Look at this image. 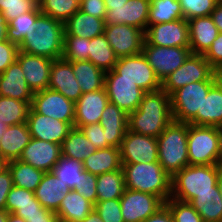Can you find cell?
<instances>
[{
    "label": "cell",
    "mask_w": 222,
    "mask_h": 222,
    "mask_svg": "<svg viewBox=\"0 0 222 222\" xmlns=\"http://www.w3.org/2000/svg\"><path fill=\"white\" fill-rule=\"evenodd\" d=\"M173 120L171 97L164 90L146 92L128 115V130L157 138Z\"/></svg>",
    "instance_id": "1"
},
{
    "label": "cell",
    "mask_w": 222,
    "mask_h": 222,
    "mask_svg": "<svg viewBox=\"0 0 222 222\" xmlns=\"http://www.w3.org/2000/svg\"><path fill=\"white\" fill-rule=\"evenodd\" d=\"M220 165H188L171 177V198L190 202L198 193L220 192Z\"/></svg>",
    "instance_id": "2"
},
{
    "label": "cell",
    "mask_w": 222,
    "mask_h": 222,
    "mask_svg": "<svg viewBox=\"0 0 222 222\" xmlns=\"http://www.w3.org/2000/svg\"><path fill=\"white\" fill-rule=\"evenodd\" d=\"M64 32V23L41 14L36 20L35 31L24 37L19 50L52 60L62 58Z\"/></svg>",
    "instance_id": "3"
},
{
    "label": "cell",
    "mask_w": 222,
    "mask_h": 222,
    "mask_svg": "<svg viewBox=\"0 0 222 222\" xmlns=\"http://www.w3.org/2000/svg\"><path fill=\"white\" fill-rule=\"evenodd\" d=\"M125 187L149 193L166 202L171 197V176L159 162L122 163Z\"/></svg>",
    "instance_id": "4"
},
{
    "label": "cell",
    "mask_w": 222,
    "mask_h": 222,
    "mask_svg": "<svg viewBox=\"0 0 222 222\" xmlns=\"http://www.w3.org/2000/svg\"><path fill=\"white\" fill-rule=\"evenodd\" d=\"M156 139L158 162L171 177L189 165L188 123L172 120Z\"/></svg>",
    "instance_id": "5"
},
{
    "label": "cell",
    "mask_w": 222,
    "mask_h": 222,
    "mask_svg": "<svg viewBox=\"0 0 222 222\" xmlns=\"http://www.w3.org/2000/svg\"><path fill=\"white\" fill-rule=\"evenodd\" d=\"M215 80L189 83L174 91L171 97L173 120L190 123L197 114H202V103Z\"/></svg>",
    "instance_id": "6"
},
{
    "label": "cell",
    "mask_w": 222,
    "mask_h": 222,
    "mask_svg": "<svg viewBox=\"0 0 222 222\" xmlns=\"http://www.w3.org/2000/svg\"><path fill=\"white\" fill-rule=\"evenodd\" d=\"M189 165L219 164L218 127L188 123Z\"/></svg>",
    "instance_id": "7"
},
{
    "label": "cell",
    "mask_w": 222,
    "mask_h": 222,
    "mask_svg": "<svg viewBox=\"0 0 222 222\" xmlns=\"http://www.w3.org/2000/svg\"><path fill=\"white\" fill-rule=\"evenodd\" d=\"M214 79V68L204 55L191 54L187 60L161 82V89L168 95L189 83Z\"/></svg>",
    "instance_id": "8"
},
{
    "label": "cell",
    "mask_w": 222,
    "mask_h": 222,
    "mask_svg": "<svg viewBox=\"0 0 222 222\" xmlns=\"http://www.w3.org/2000/svg\"><path fill=\"white\" fill-rule=\"evenodd\" d=\"M113 70L119 75V79L132 81L145 92L161 89V81L143 53L118 58Z\"/></svg>",
    "instance_id": "9"
},
{
    "label": "cell",
    "mask_w": 222,
    "mask_h": 222,
    "mask_svg": "<svg viewBox=\"0 0 222 222\" xmlns=\"http://www.w3.org/2000/svg\"><path fill=\"white\" fill-rule=\"evenodd\" d=\"M142 53L162 82L192 54L190 47H164L143 43Z\"/></svg>",
    "instance_id": "10"
},
{
    "label": "cell",
    "mask_w": 222,
    "mask_h": 222,
    "mask_svg": "<svg viewBox=\"0 0 222 222\" xmlns=\"http://www.w3.org/2000/svg\"><path fill=\"white\" fill-rule=\"evenodd\" d=\"M104 87L109 102L115 104L128 115L135 111L146 93L134 82L119 79V75L112 69L105 73Z\"/></svg>",
    "instance_id": "11"
},
{
    "label": "cell",
    "mask_w": 222,
    "mask_h": 222,
    "mask_svg": "<svg viewBox=\"0 0 222 222\" xmlns=\"http://www.w3.org/2000/svg\"><path fill=\"white\" fill-rule=\"evenodd\" d=\"M164 205L165 202L156 195L128 188L120 198L124 222H143Z\"/></svg>",
    "instance_id": "12"
},
{
    "label": "cell",
    "mask_w": 222,
    "mask_h": 222,
    "mask_svg": "<svg viewBox=\"0 0 222 222\" xmlns=\"http://www.w3.org/2000/svg\"><path fill=\"white\" fill-rule=\"evenodd\" d=\"M31 107L41 115L67 122L71 127L74 125L75 103L57 91L47 88L35 92Z\"/></svg>",
    "instance_id": "13"
},
{
    "label": "cell",
    "mask_w": 222,
    "mask_h": 222,
    "mask_svg": "<svg viewBox=\"0 0 222 222\" xmlns=\"http://www.w3.org/2000/svg\"><path fill=\"white\" fill-rule=\"evenodd\" d=\"M104 35L117 58L142 53L145 32L126 24L105 25Z\"/></svg>",
    "instance_id": "14"
},
{
    "label": "cell",
    "mask_w": 222,
    "mask_h": 222,
    "mask_svg": "<svg viewBox=\"0 0 222 222\" xmlns=\"http://www.w3.org/2000/svg\"><path fill=\"white\" fill-rule=\"evenodd\" d=\"M119 149L121 163L158 162V143L153 136L127 130Z\"/></svg>",
    "instance_id": "15"
},
{
    "label": "cell",
    "mask_w": 222,
    "mask_h": 222,
    "mask_svg": "<svg viewBox=\"0 0 222 222\" xmlns=\"http://www.w3.org/2000/svg\"><path fill=\"white\" fill-rule=\"evenodd\" d=\"M145 42L164 47H189V26L186 19L151 24L145 30Z\"/></svg>",
    "instance_id": "16"
},
{
    "label": "cell",
    "mask_w": 222,
    "mask_h": 222,
    "mask_svg": "<svg viewBox=\"0 0 222 222\" xmlns=\"http://www.w3.org/2000/svg\"><path fill=\"white\" fill-rule=\"evenodd\" d=\"M31 138L61 145L72 128L67 122L37 113L32 107L26 120Z\"/></svg>",
    "instance_id": "17"
},
{
    "label": "cell",
    "mask_w": 222,
    "mask_h": 222,
    "mask_svg": "<svg viewBox=\"0 0 222 222\" xmlns=\"http://www.w3.org/2000/svg\"><path fill=\"white\" fill-rule=\"evenodd\" d=\"M150 0H128L123 6L107 10L104 24H126L145 32L148 27Z\"/></svg>",
    "instance_id": "18"
},
{
    "label": "cell",
    "mask_w": 222,
    "mask_h": 222,
    "mask_svg": "<svg viewBox=\"0 0 222 222\" xmlns=\"http://www.w3.org/2000/svg\"><path fill=\"white\" fill-rule=\"evenodd\" d=\"M16 61L20 64L27 85L33 93L48 88L52 59L19 50Z\"/></svg>",
    "instance_id": "19"
},
{
    "label": "cell",
    "mask_w": 222,
    "mask_h": 222,
    "mask_svg": "<svg viewBox=\"0 0 222 222\" xmlns=\"http://www.w3.org/2000/svg\"><path fill=\"white\" fill-rule=\"evenodd\" d=\"M61 155V145L31 138L18 160L44 172H51Z\"/></svg>",
    "instance_id": "20"
},
{
    "label": "cell",
    "mask_w": 222,
    "mask_h": 222,
    "mask_svg": "<svg viewBox=\"0 0 222 222\" xmlns=\"http://www.w3.org/2000/svg\"><path fill=\"white\" fill-rule=\"evenodd\" d=\"M109 103L105 87L98 91L84 93L75 102V119L73 127L80 128L100 122L102 113Z\"/></svg>",
    "instance_id": "21"
},
{
    "label": "cell",
    "mask_w": 222,
    "mask_h": 222,
    "mask_svg": "<svg viewBox=\"0 0 222 222\" xmlns=\"http://www.w3.org/2000/svg\"><path fill=\"white\" fill-rule=\"evenodd\" d=\"M48 89L63 94L74 103L80 98L83 93L80 85L76 81L71 61H67L63 58L53 60Z\"/></svg>",
    "instance_id": "22"
},
{
    "label": "cell",
    "mask_w": 222,
    "mask_h": 222,
    "mask_svg": "<svg viewBox=\"0 0 222 222\" xmlns=\"http://www.w3.org/2000/svg\"><path fill=\"white\" fill-rule=\"evenodd\" d=\"M188 21L189 47L192 54L204 55L219 34L211 16L195 17Z\"/></svg>",
    "instance_id": "23"
},
{
    "label": "cell",
    "mask_w": 222,
    "mask_h": 222,
    "mask_svg": "<svg viewBox=\"0 0 222 222\" xmlns=\"http://www.w3.org/2000/svg\"><path fill=\"white\" fill-rule=\"evenodd\" d=\"M33 92L28 87L20 64L15 61L0 73V95L32 104Z\"/></svg>",
    "instance_id": "24"
},
{
    "label": "cell",
    "mask_w": 222,
    "mask_h": 222,
    "mask_svg": "<svg viewBox=\"0 0 222 222\" xmlns=\"http://www.w3.org/2000/svg\"><path fill=\"white\" fill-rule=\"evenodd\" d=\"M106 134L110 146L119 148L128 130V114L115 104L108 103L99 122Z\"/></svg>",
    "instance_id": "25"
},
{
    "label": "cell",
    "mask_w": 222,
    "mask_h": 222,
    "mask_svg": "<svg viewBox=\"0 0 222 222\" xmlns=\"http://www.w3.org/2000/svg\"><path fill=\"white\" fill-rule=\"evenodd\" d=\"M30 140L31 134L26 122L6 126L0 138V154L7 161L17 160Z\"/></svg>",
    "instance_id": "26"
},
{
    "label": "cell",
    "mask_w": 222,
    "mask_h": 222,
    "mask_svg": "<svg viewBox=\"0 0 222 222\" xmlns=\"http://www.w3.org/2000/svg\"><path fill=\"white\" fill-rule=\"evenodd\" d=\"M70 190L52 172H45L41 183L34 191V195L44 208L56 213L61 201Z\"/></svg>",
    "instance_id": "27"
},
{
    "label": "cell",
    "mask_w": 222,
    "mask_h": 222,
    "mask_svg": "<svg viewBox=\"0 0 222 222\" xmlns=\"http://www.w3.org/2000/svg\"><path fill=\"white\" fill-rule=\"evenodd\" d=\"M104 19L97 18L78 10L64 23V35H74L92 39L104 33Z\"/></svg>",
    "instance_id": "28"
},
{
    "label": "cell",
    "mask_w": 222,
    "mask_h": 222,
    "mask_svg": "<svg viewBox=\"0 0 222 222\" xmlns=\"http://www.w3.org/2000/svg\"><path fill=\"white\" fill-rule=\"evenodd\" d=\"M83 166L85 171L96 176L120 170L122 168L120 149L113 146L97 149L85 158Z\"/></svg>",
    "instance_id": "29"
},
{
    "label": "cell",
    "mask_w": 222,
    "mask_h": 222,
    "mask_svg": "<svg viewBox=\"0 0 222 222\" xmlns=\"http://www.w3.org/2000/svg\"><path fill=\"white\" fill-rule=\"evenodd\" d=\"M201 126H222V88L216 83L210 88L202 103V114L189 123Z\"/></svg>",
    "instance_id": "30"
},
{
    "label": "cell",
    "mask_w": 222,
    "mask_h": 222,
    "mask_svg": "<svg viewBox=\"0 0 222 222\" xmlns=\"http://www.w3.org/2000/svg\"><path fill=\"white\" fill-rule=\"evenodd\" d=\"M94 209V204L75 190H70L61 201L56 214L61 221L81 222Z\"/></svg>",
    "instance_id": "31"
},
{
    "label": "cell",
    "mask_w": 222,
    "mask_h": 222,
    "mask_svg": "<svg viewBox=\"0 0 222 222\" xmlns=\"http://www.w3.org/2000/svg\"><path fill=\"white\" fill-rule=\"evenodd\" d=\"M72 70L82 93L98 91L104 88L105 72L90 61H71Z\"/></svg>",
    "instance_id": "32"
},
{
    "label": "cell",
    "mask_w": 222,
    "mask_h": 222,
    "mask_svg": "<svg viewBox=\"0 0 222 222\" xmlns=\"http://www.w3.org/2000/svg\"><path fill=\"white\" fill-rule=\"evenodd\" d=\"M97 148L86 138L80 128L72 127L61 144V154L84 162Z\"/></svg>",
    "instance_id": "33"
},
{
    "label": "cell",
    "mask_w": 222,
    "mask_h": 222,
    "mask_svg": "<svg viewBox=\"0 0 222 222\" xmlns=\"http://www.w3.org/2000/svg\"><path fill=\"white\" fill-rule=\"evenodd\" d=\"M7 167L12 174L13 186L35 191L41 183L44 171L34 168L20 160L8 161Z\"/></svg>",
    "instance_id": "34"
},
{
    "label": "cell",
    "mask_w": 222,
    "mask_h": 222,
    "mask_svg": "<svg viewBox=\"0 0 222 222\" xmlns=\"http://www.w3.org/2000/svg\"><path fill=\"white\" fill-rule=\"evenodd\" d=\"M203 222H222V196L220 192L198 193L189 202Z\"/></svg>",
    "instance_id": "35"
},
{
    "label": "cell",
    "mask_w": 222,
    "mask_h": 222,
    "mask_svg": "<svg viewBox=\"0 0 222 222\" xmlns=\"http://www.w3.org/2000/svg\"><path fill=\"white\" fill-rule=\"evenodd\" d=\"M117 60L118 58L104 33L89 40L88 61L92 62L99 69L105 73L111 71Z\"/></svg>",
    "instance_id": "36"
},
{
    "label": "cell",
    "mask_w": 222,
    "mask_h": 222,
    "mask_svg": "<svg viewBox=\"0 0 222 222\" xmlns=\"http://www.w3.org/2000/svg\"><path fill=\"white\" fill-rule=\"evenodd\" d=\"M125 180L122 168L97 176V201L120 199L124 194Z\"/></svg>",
    "instance_id": "37"
},
{
    "label": "cell",
    "mask_w": 222,
    "mask_h": 222,
    "mask_svg": "<svg viewBox=\"0 0 222 222\" xmlns=\"http://www.w3.org/2000/svg\"><path fill=\"white\" fill-rule=\"evenodd\" d=\"M37 6L33 11L23 13L7 23V40L19 46L26 35L36 29V20L41 15Z\"/></svg>",
    "instance_id": "38"
},
{
    "label": "cell",
    "mask_w": 222,
    "mask_h": 222,
    "mask_svg": "<svg viewBox=\"0 0 222 222\" xmlns=\"http://www.w3.org/2000/svg\"><path fill=\"white\" fill-rule=\"evenodd\" d=\"M183 18L179 0H150L148 26Z\"/></svg>",
    "instance_id": "39"
},
{
    "label": "cell",
    "mask_w": 222,
    "mask_h": 222,
    "mask_svg": "<svg viewBox=\"0 0 222 222\" xmlns=\"http://www.w3.org/2000/svg\"><path fill=\"white\" fill-rule=\"evenodd\" d=\"M31 105L27 101L0 95V121L5 126L25 123Z\"/></svg>",
    "instance_id": "40"
},
{
    "label": "cell",
    "mask_w": 222,
    "mask_h": 222,
    "mask_svg": "<svg viewBox=\"0 0 222 222\" xmlns=\"http://www.w3.org/2000/svg\"><path fill=\"white\" fill-rule=\"evenodd\" d=\"M83 171L84 166L82 162L63 155L60 156L58 162L51 170L60 179V182L71 190L79 183Z\"/></svg>",
    "instance_id": "41"
},
{
    "label": "cell",
    "mask_w": 222,
    "mask_h": 222,
    "mask_svg": "<svg viewBox=\"0 0 222 222\" xmlns=\"http://www.w3.org/2000/svg\"><path fill=\"white\" fill-rule=\"evenodd\" d=\"M79 4L77 0H45L39 8L43 15L65 23L79 10Z\"/></svg>",
    "instance_id": "42"
},
{
    "label": "cell",
    "mask_w": 222,
    "mask_h": 222,
    "mask_svg": "<svg viewBox=\"0 0 222 222\" xmlns=\"http://www.w3.org/2000/svg\"><path fill=\"white\" fill-rule=\"evenodd\" d=\"M62 58L67 61H87L89 59V39L64 35Z\"/></svg>",
    "instance_id": "43"
},
{
    "label": "cell",
    "mask_w": 222,
    "mask_h": 222,
    "mask_svg": "<svg viewBox=\"0 0 222 222\" xmlns=\"http://www.w3.org/2000/svg\"><path fill=\"white\" fill-rule=\"evenodd\" d=\"M165 205L171 211L174 222H203L199 213L188 202L169 198Z\"/></svg>",
    "instance_id": "44"
},
{
    "label": "cell",
    "mask_w": 222,
    "mask_h": 222,
    "mask_svg": "<svg viewBox=\"0 0 222 222\" xmlns=\"http://www.w3.org/2000/svg\"><path fill=\"white\" fill-rule=\"evenodd\" d=\"M219 0H179L184 19L209 16Z\"/></svg>",
    "instance_id": "45"
},
{
    "label": "cell",
    "mask_w": 222,
    "mask_h": 222,
    "mask_svg": "<svg viewBox=\"0 0 222 222\" xmlns=\"http://www.w3.org/2000/svg\"><path fill=\"white\" fill-rule=\"evenodd\" d=\"M36 7L33 0H0V14L7 23L23 13L33 11Z\"/></svg>",
    "instance_id": "46"
},
{
    "label": "cell",
    "mask_w": 222,
    "mask_h": 222,
    "mask_svg": "<svg viewBox=\"0 0 222 222\" xmlns=\"http://www.w3.org/2000/svg\"><path fill=\"white\" fill-rule=\"evenodd\" d=\"M34 192L13 186L7 196L5 210L8 213H15L22 205L34 204Z\"/></svg>",
    "instance_id": "47"
},
{
    "label": "cell",
    "mask_w": 222,
    "mask_h": 222,
    "mask_svg": "<svg viewBox=\"0 0 222 222\" xmlns=\"http://www.w3.org/2000/svg\"><path fill=\"white\" fill-rule=\"evenodd\" d=\"M94 209L104 222H124L121 214L120 199L97 201Z\"/></svg>",
    "instance_id": "48"
},
{
    "label": "cell",
    "mask_w": 222,
    "mask_h": 222,
    "mask_svg": "<svg viewBox=\"0 0 222 222\" xmlns=\"http://www.w3.org/2000/svg\"><path fill=\"white\" fill-rule=\"evenodd\" d=\"M97 176L83 171L79 183L74 187L77 193L81 194L85 199L92 202L94 205L97 202L96 192Z\"/></svg>",
    "instance_id": "49"
},
{
    "label": "cell",
    "mask_w": 222,
    "mask_h": 222,
    "mask_svg": "<svg viewBox=\"0 0 222 222\" xmlns=\"http://www.w3.org/2000/svg\"><path fill=\"white\" fill-rule=\"evenodd\" d=\"M86 138L97 148H107L110 145L106 141V134L102 125L98 123L83 125L80 127Z\"/></svg>",
    "instance_id": "50"
},
{
    "label": "cell",
    "mask_w": 222,
    "mask_h": 222,
    "mask_svg": "<svg viewBox=\"0 0 222 222\" xmlns=\"http://www.w3.org/2000/svg\"><path fill=\"white\" fill-rule=\"evenodd\" d=\"M19 47L8 40L0 42V73L16 61Z\"/></svg>",
    "instance_id": "51"
},
{
    "label": "cell",
    "mask_w": 222,
    "mask_h": 222,
    "mask_svg": "<svg viewBox=\"0 0 222 222\" xmlns=\"http://www.w3.org/2000/svg\"><path fill=\"white\" fill-rule=\"evenodd\" d=\"M79 10L97 18H105L107 9L104 0H82Z\"/></svg>",
    "instance_id": "52"
},
{
    "label": "cell",
    "mask_w": 222,
    "mask_h": 222,
    "mask_svg": "<svg viewBox=\"0 0 222 222\" xmlns=\"http://www.w3.org/2000/svg\"><path fill=\"white\" fill-rule=\"evenodd\" d=\"M204 57L213 68L222 64V33L218 34Z\"/></svg>",
    "instance_id": "53"
},
{
    "label": "cell",
    "mask_w": 222,
    "mask_h": 222,
    "mask_svg": "<svg viewBox=\"0 0 222 222\" xmlns=\"http://www.w3.org/2000/svg\"><path fill=\"white\" fill-rule=\"evenodd\" d=\"M12 187V174L7 167L0 173V210H5L7 196Z\"/></svg>",
    "instance_id": "54"
},
{
    "label": "cell",
    "mask_w": 222,
    "mask_h": 222,
    "mask_svg": "<svg viewBox=\"0 0 222 222\" xmlns=\"http://www.w3.org/2000/svg\"><path fill=\"white\" fill-rule=\"evenodd\" d=\"M14 214L16 216L22 217L25 220L27 216H31L33 214H56V213L44 208L40 204V202L36 198H34V204L22 205Z\"/></svg>",
    "instance_id": "55"
},
{
    "label": "cell",
    "mask_w": 222,
    "mask_h": 222,
    "mask_svg": "<svg viewBox=\"0 0 222 222\" xmlns=\"http://www.w3.org/2000/svg\"><path fill=\"white\" fill-rule=\"evenodd\" d=\"M143 222H174L171 211L164 205Z\"/></svg>",
    "instance_id": "56"
},
{
    "label": "cell",
    "mask_w": 222,
    "mask_h": 222,
    "mask_svg": "<svg viewBox=\"0 0 222 222\" xmlns=\"http://www.w3.org/2000/svg\"><path fill=\"white\" fill-rule=\"evenodd\" d=\"M26 222H59L57 214H33L27 216Z\"/></svg>",
    "instance_id": "57"
},
{
    "label": "cell",
    "mask_w": 222,
    "mask_h": 222,
    "mask_svg": "<svg viewBox=\"0 0 222 222\" xmlns=\"http://www.w3.org/2000/svg\"><path fill=\"white\" fill-rule=\"evenodd\" d=\"M211 18L215 24V26L218 28L219 33H222V0H219L214 10L211 12Z\"/></svg>",
    "instance_id": "58"
},
{
    "label": "cell",
    "mask_w": 222,
    "mask_h": 222,
    "mask_svg": "<svg viewBox=\"0 0 222 222\" xmlns=\"http://www.w3.org/2000/svg\"><path fill=\"white\" fill-rule=\"evenodd\" d=\"M7 22L0 14V42L7 40Z\"/></svg>",
    "instance_id": "59"
},
{
    "label": "cell",
    "mask_w": 222,
    "mask_h": 222,
    "mask_svg": "<svg viewBox=\"0 0 222 222\" xmlns=\"http://www.w3.org/2000/svg\"><path fill=\"white\" fill-rule=\"evenodd\" d=\"M81 222H104V221L101 219V217L99 216L97 211L95 209H93L89 213V215Z\"/></svg>",
    "instance_id": "60"
},
{
    "label": "cell",
    "mask_w": 222,
    "mask_h": 222,
    "mask_svg": "<svg viewBox=\"0 0 222 222\" xmlns=\"http://www.w3.org/2000/svg\"><path fill=\"white\" fill-rule=\"evenodd\" d=\"M215 83L222 88V64L214 68Z\"/></svg>",
    "instance_id": "61"
},
{
    "label": "cell",
    "mask_w": 222,
    "mask_h": 222,
    "mask_svg": "<svg viewBox=\"0 0 222 222\" xmlns=\"http://www.w3.org/2000/svg\"><path fill=\"white\" fill-rule=\"evenodd\" d=\"M128 0H104L106 9L109 10L111 7H120L127 3Z\"/></svg>",
    "instance_id": "62"
},
{
    "label": "cell",
    "mask_w": 222,
    "mask_h": 222,
    "mask_svg": "<svg viewBox=\"0 0 222 222\" xmlns=\"http://www.w3.org/2000/svg\"><path fill=\"white\" fill-rule=\"evenodd\" d=\"M219 165L222 166V126L218 127Z\"/></svg>",
    "instance_id": "63"
},
{
    "label": "cell",
    "mask_w": 222,
    "mask_h": 222,
    "mask_svg": "<svg viewBox=\"0 0 222 222\" xmlns=\"http://www.w3.org/2000/svg\"><path fill=\"white\" fill-rule=\"evenodd\" d=\"M6 222H26L22 217L16 216L13 213H8Z\"/></svg>",
    "instance_id": "64"
},
{
    "label": "cell",
    "mask_w": 222,
    "mask_h": 222,
    "mask_svg": "<svg viewBox=\"0 0 222 222\" xmlns=\"http://www.w3.org/2000/svg\"><path fill=\"white\" fill-rule=\"evenodd\" d=\"M8 161L0 154V173L7 168Z\"/></svg>",
    "instance_id": "65"
},
{
    "label": "cell",
    "mask_w": 222,
    "mask_h": 222,
    "mask_svg": "<svg viewBox=\"0 0 222 222\" xmlns=\"http://www.w3.org/2000/svg\"><path fill=\"white\" fill-rule=\"evenodd\" d=\"M8 212L6 210H0V222H6Z\"/></svg>",
    "instance_id": "66"
},
{
    "label": "cell",
    "mask_w": 222,
    "mask_h": 222,
    "mask_svg": "<svg viewBox=\"0 0 222 222\" xmlns=\"http://www.w3.org/2000/svg\"><path fill=\"white\" fill-rule=\"evenodd\" d=\"M218 186L222 196V166H220L219 177H218Z\"/></svg>",
    "instance_id": "67"
},
{
    "label": "cell",
    "mask_w": 222,
    "mask_h": 222,
    "mask_svg": "<svg viewBox=\"0 0 222 222\" xmlns=\"http://www.w3.org/2000/svg\"><path fill=\"white\" fill-rule=\"evenodd\" d=\"M5 128H6L5 124L0 121V138H1Z\"/></svg>",
    "instance_id": "68"
},
{
    "label": "cell",
    "mask_w": 222,
    "mask_h": 222,
    "mask_svg": "<svg viewBox=\"0 0 222 222\" xmlns=\"http://www.w3.org/2000/svg\"><path fill=\"white\" fill-rule=\"evenodd\" d=\"M33 1L39 7L45 0H33Z\"/></svg>",
    "instance_id": "69"
}]
</instances>
